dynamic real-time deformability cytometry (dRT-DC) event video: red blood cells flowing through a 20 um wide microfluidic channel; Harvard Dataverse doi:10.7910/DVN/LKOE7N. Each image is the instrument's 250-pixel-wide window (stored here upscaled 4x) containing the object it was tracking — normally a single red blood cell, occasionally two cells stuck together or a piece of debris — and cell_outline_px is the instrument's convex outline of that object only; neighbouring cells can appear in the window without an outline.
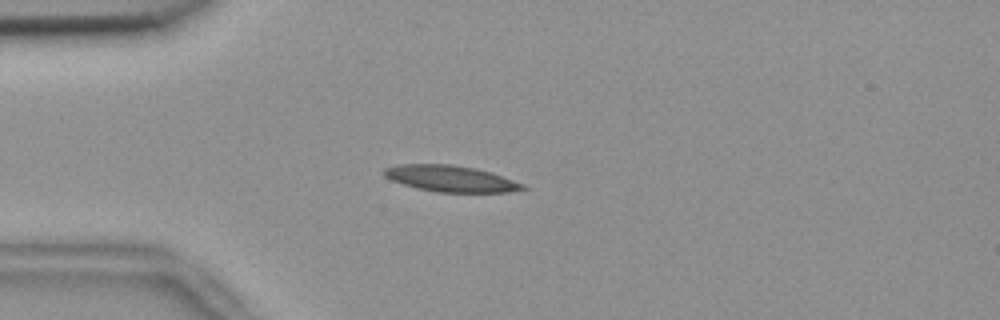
{"species": "common noctule bat (a hibernating species)", "species_latin": "Nyctalus noctula", "temperature_condition": "room temperature", "stored_images_in_passage": 53, "camera_frame_rate_fps": 3000, "um_per_image_px": 0.085, "animal": {"sex": "female", "body_mass_g": 18.4}, "frame": {"image": 1, "passage_image": 13, "time_ms": 4.0, "image_size_px": [1000, 320], "cell_outline_px": [[528, 188], [508, 192], [436, 192], [416, 188], [392, 180], [384, 176], [384, 168], [400, 164], [452, 164], [476, 168], [492, 172], [524, 184]], "centroid_in_image_um": [38.33, 15.18], "position_along_channel_um": 46.7, "area_um2": 21.21}}
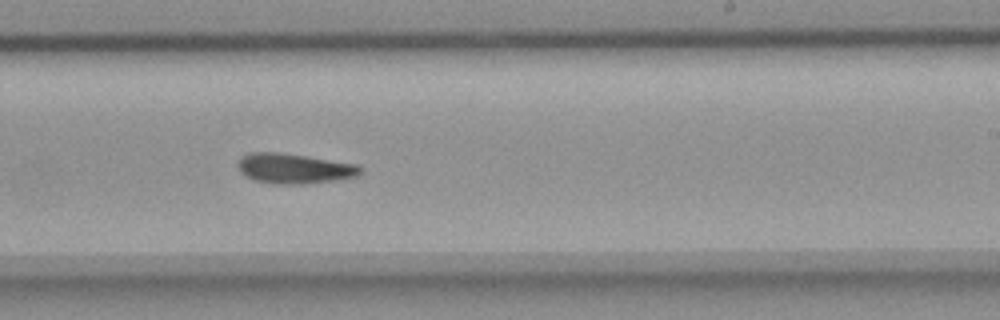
{"frame": {"image": 2, "passage_image": 32, "time_ms": 10.333, "image_size_px": [1000, 320], "cell_outline_px": [[364, 172], [360, 176], [340, 180], [304, 184], [272, 184], [252, 180], [244, 176], [240, 172], [236, 164], [240, 156], [252, 152], [276, 152], [304, 156], [356, 164]], "centroid_in_image_um": [24.98, 14.34], "position_along_channel_um": 264.0, "area_um2": 21.79}}
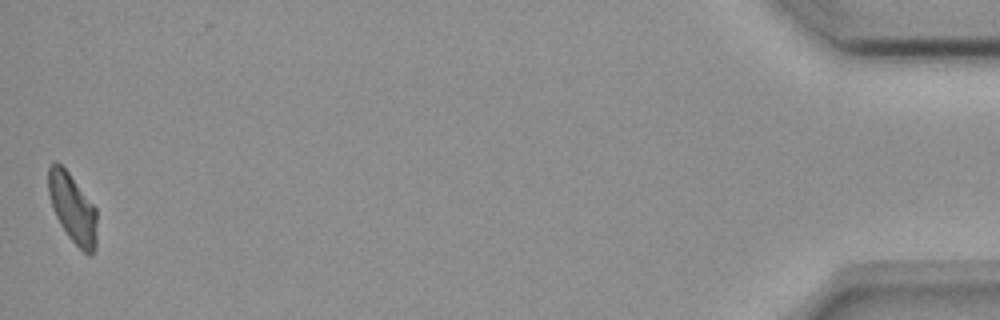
{"frame": {"image": 3, "passage_image": 53, "time_ms": 17.333, "image_size_px": [1000, 320], "cell_outline_px": [[96, 248], [92, 256], [88, 256], [68, 236], [60, 224], [52, 208], [48, 192], [48, 168], [52, 164], [60, 164], [68, 172], [96, 208]], "centroid_in_image_um": [6.18, 17.74], "position_along_channel_um": 429.0, "area_um2": 19.36}, "authors_computed_cell_mechanics": {"area_um2": 20.7502, "velocity_mm_per_s": 3.6921, "shape_relaxation_time_tau1_ms": 11.1762, "shape_relaxation_time_tau2_ms": null, "deformation_change_tau1": 0.208, "deformation_change_tau2": null}}